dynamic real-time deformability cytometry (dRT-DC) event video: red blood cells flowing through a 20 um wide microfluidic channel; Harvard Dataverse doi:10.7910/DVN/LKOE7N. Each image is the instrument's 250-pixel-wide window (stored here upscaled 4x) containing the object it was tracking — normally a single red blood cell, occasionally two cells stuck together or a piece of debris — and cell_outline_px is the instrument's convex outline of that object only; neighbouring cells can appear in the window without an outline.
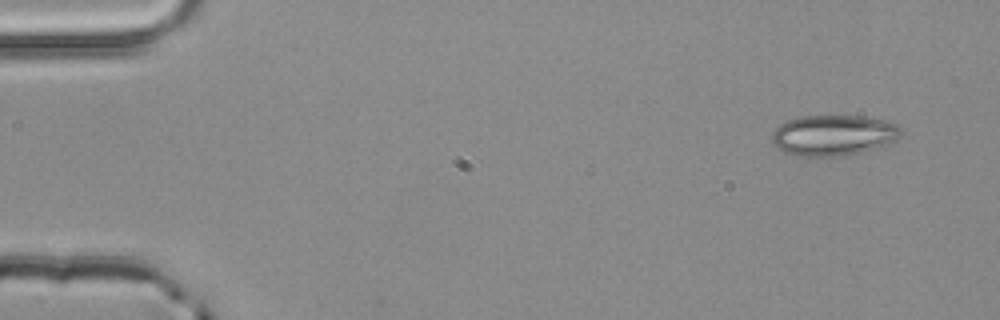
{"species": "common noctule bat (a hibernating species)", "species_latin": "Nyctalus noctula", "temperature_condition": "room temperature", "stored_images_in_passage": 4, "segment_of_instrument_passage": [1, 2], "camera_frame_rate_fps": 3000, "um_per_image_px": 0.085, "animal": {"sex": "male", "body_mass_g": 20.4}, "frame": {"image": 1, "passage_image": 1, "time_ms": 0.0, "image_size_px": [1000, 320], "cell_outline_px": [[904, 132], [896, 140], [860, 152], [840, 156], [792, 156], [784, 152], [772, 140], [772, 132], [780, 124], [788, 120], [800, 116], [860, 116], [888, 120], [904, 128]], "centroid_in_image_um": [70.86, 11.48], "position_along_channel_um": 14.1, "area_um2": 30.58}}